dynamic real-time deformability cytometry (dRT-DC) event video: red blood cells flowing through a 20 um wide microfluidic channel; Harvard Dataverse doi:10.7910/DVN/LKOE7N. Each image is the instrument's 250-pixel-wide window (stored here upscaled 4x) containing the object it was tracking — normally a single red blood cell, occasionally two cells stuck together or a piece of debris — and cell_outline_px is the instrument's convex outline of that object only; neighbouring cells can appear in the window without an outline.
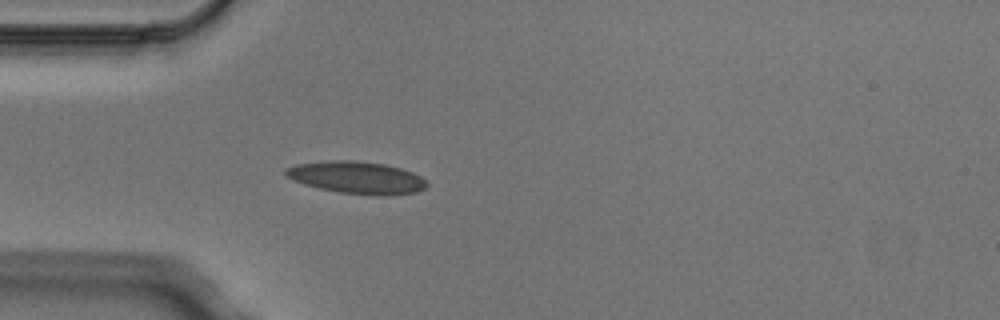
{"species": "Egyptian fruit bat (a non-hibernating species)", "species_latin": "Rousettus aegyptiacus", "temperature_condition": "cold", "stored_images_in_passage": 4, "camera_frame_rate_fps": 3000, "um_per_image_px": 0.085, "animal": {"sex": "male"}, "frame": {"image": 1, "passage_image": 4, "time_ms": 1.0, "image_size_px": [1000, 320], "cell_outline_px": [[428, 184], [424, 188], [416, 192], [388, 196], [380, 196], [340, 192], [320, 188], [304, 184], [292, 180], [284, 176], [284, 168], [296, 164], [324, 160], [356, 160], [384, 164], [400, 168], [412, 172], [420, 176]], "centroid_in_image_um": [30.28, 15.08], "position_along_channel_um": 54.7, "area_um2": 26.7}}